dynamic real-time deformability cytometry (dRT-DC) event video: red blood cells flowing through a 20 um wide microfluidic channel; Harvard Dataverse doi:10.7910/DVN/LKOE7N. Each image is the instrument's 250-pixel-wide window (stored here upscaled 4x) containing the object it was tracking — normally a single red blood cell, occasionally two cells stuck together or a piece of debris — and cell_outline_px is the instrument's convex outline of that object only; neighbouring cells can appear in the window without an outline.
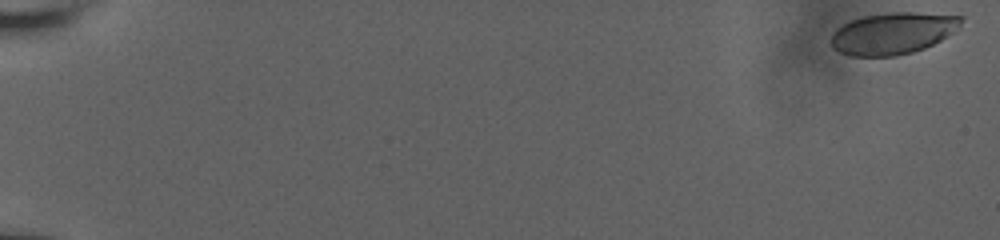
{"species": "human", "species_latin": "Homo sapiens", "temperature_condition": "room temperature", "stored_images_in_passage": 45, "camera_frame_rate_fps": 3000, "um_per_image_px": 0.085, "donor": {"sex": "male"}, "frame": {"image": 1, "passage_image": 1, "time_ms": 0.0, "image_size_px": [1000, 240], "cell_outline_px": [[964, 20], [952, 32], [940, 40], [924, 48], [912, 52], [896, 56], [848, 56], [832, 48], [828, 40], [832, 32], [836, 28], [852, 20], [864, 16], [892, 12], [916, 12], [964, 16]], "centroid_in_image_um": [75.84, 2.83], "position_along_channel_um": 9.2, "area_um2": 31.73}}
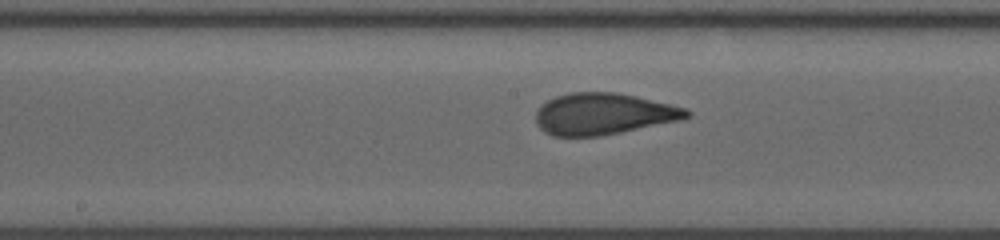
{"frame": {"image": 2, "passage_image": 25, "time_ms": 10.667, "image_size_px": [1000, 240], "cell_outline_px": [[692, 116], [680, 120], [600, 136], [552, 136], [544, 132], [536, 124], [536, 112], [548, 100], [556, 96], [572, 92], [616, 92], [636, 96], [688, 108], [692, 112]], "centroid_in_image_um": [51.32, 9.68], "position_along_channel_um": 196.9, "area_um2": 36.47}}
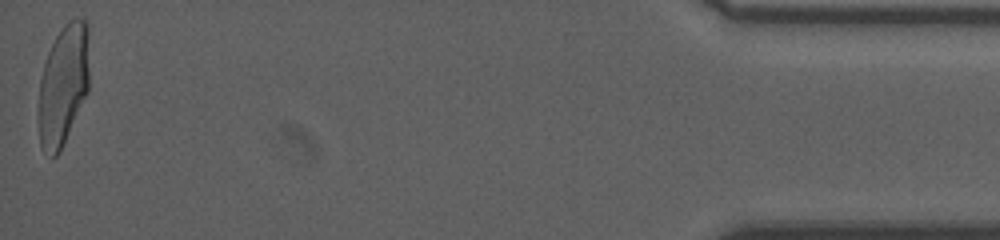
{"frame": {"image": 3, "passage_image": 45, "time_ms": 19.0, "image_size_px": [1000, 240], "cell_outline_px": [[88, 92], [60, 152], [52, 160], [40, 148], [36, 116], [36, 112], [40, 80], [44, 64], [48, 52], [56, 36], [64, 24], [68, 20], [76, 16], [80, 16], [88, 20]], "centroid_in_image_um": [5.34, 7.26], "position_along_channel_um": 429.9, "area_um2": 36.88}, "authors_computed_cell_mechanics": {"area_um2": 35.7782, "velocity_mm_per_s": 3.7831, "shape_relaxation_time_tau1_ms": 5.2242, "shape_relaxation_time_tau2_ms": null, "deformation_change_tau1": 0.1845, "deformation_change_tau2": null}}